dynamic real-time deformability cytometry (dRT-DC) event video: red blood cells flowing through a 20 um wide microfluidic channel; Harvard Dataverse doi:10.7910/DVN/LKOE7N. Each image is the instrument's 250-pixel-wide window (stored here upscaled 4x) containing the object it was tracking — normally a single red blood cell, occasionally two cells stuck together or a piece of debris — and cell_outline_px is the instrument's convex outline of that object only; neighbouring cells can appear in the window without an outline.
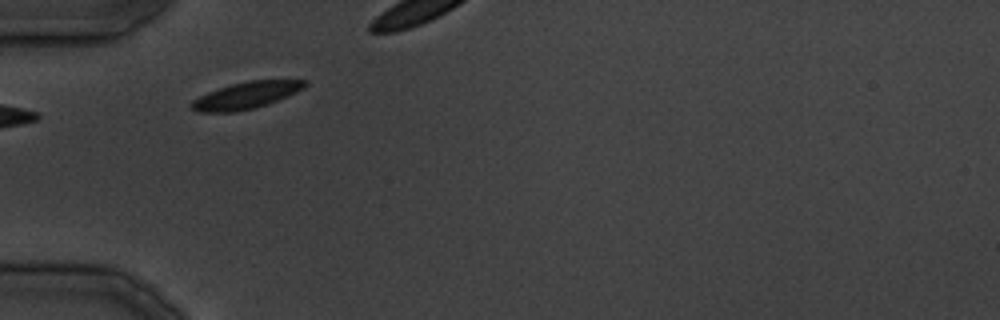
{"species": "common noctule bat (a hibernating species)", "species_latin": "Nyctalus noctula", "temperature_condition": "cold", "stored_images_in_passage": 20, "camera_frame_rate_fps": 3000, "um_per_image_px": 0.085, "animal": {"sex": "male", "body_mass_g": 19.5, "forearm_length_mm": 54.6}, "frame": {"image": 1, "passage_image": 1, "time_ms": 0.0, "image_size_px": [1000, 320], "cell_outline_px": [[308, 84], [304, 88], [296, 92], [268, 104], [256, 108], [236, 112], [196, 112], [192, 108], [192, 100], [208, 92], [232, 84], [248, 80], [308, 80]], "centroid_in_image_um": [20.94, 8.11], "position_along_channel_um": 64.1, "area_um2": 17.63}}